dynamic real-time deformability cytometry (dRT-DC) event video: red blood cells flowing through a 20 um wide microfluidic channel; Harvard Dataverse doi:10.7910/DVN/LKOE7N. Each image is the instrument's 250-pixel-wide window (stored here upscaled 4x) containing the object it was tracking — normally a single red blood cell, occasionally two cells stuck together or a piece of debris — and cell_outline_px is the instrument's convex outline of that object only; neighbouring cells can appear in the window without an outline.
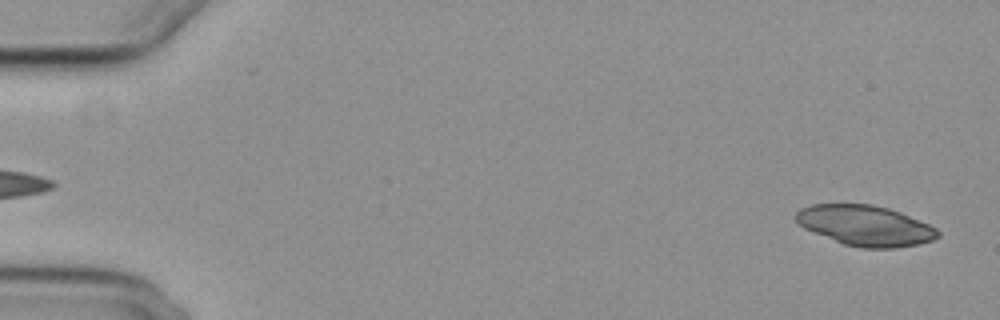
{"species": "common noctule bat (a hibernating species)", "species_latin": "Nyctalus noctula", "temperature_condition": "cold", "stored_images_in_passage": 6, "camera_frame_rate_fps": 3000, "um_per_image_px": 0.085, "animal": {"sex": "female", "body_mass_g": 29.2, "forearm_length_mm": 56.3}, "frame": {"image": 1, "passage_image": 2, "time_ms": 0.333, "image_size_px": [1000, 320], "cell_outline_px": [[940, 236], [932, 240], [920, 244], [896, 248], [860, 248], [844, 244], [804, 228], [796, 220], [796, 212], [800, 208], [812, 204], [872, 204], [888, 208], [900, 212], [928, 224], [936, 228], [940, 232]], "centroid_in_image_um": [73.57, 19.17], "position_along_channel_um": 11.4, "area_um2": 33.29}}